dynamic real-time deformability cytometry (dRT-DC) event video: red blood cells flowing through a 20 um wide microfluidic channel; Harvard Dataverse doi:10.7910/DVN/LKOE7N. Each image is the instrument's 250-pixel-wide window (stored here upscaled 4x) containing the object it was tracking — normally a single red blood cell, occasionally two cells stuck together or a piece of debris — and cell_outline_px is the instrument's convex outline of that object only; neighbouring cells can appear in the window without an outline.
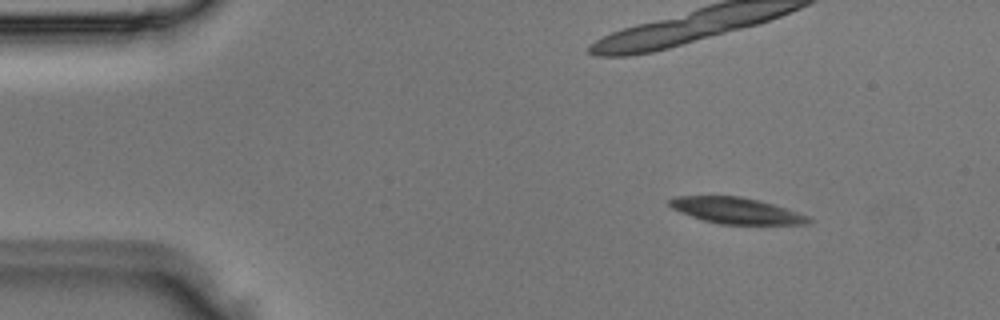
{"species": "Egyptian fruit bat (a non-hibernating species)", "species_latin": "Rousettus aegyptiacus", "temperature_condition": "room temperature", "stored_images_in_passage": 5, "camera_frame_rate_fps": 3000, "um_per_image_px": 0.085, "animal": {"sex": "male"}, "frame": {"image": 1, "passage_image": 2, "time_ms": 0.333, "image_size_px": [1000, 320], "cell_outline_px": [[812, 220], [808, 224], [720, 224], [704, 220], [680, 212], [672, 208], [668, 204], [668, 200], [672, 196], [740, 196], [772, 204], [808, 216]], "centroid_in_image_um": [62.53, 17.9], "position_along_channel_um": 22.5, "area_um2": 20.87}}